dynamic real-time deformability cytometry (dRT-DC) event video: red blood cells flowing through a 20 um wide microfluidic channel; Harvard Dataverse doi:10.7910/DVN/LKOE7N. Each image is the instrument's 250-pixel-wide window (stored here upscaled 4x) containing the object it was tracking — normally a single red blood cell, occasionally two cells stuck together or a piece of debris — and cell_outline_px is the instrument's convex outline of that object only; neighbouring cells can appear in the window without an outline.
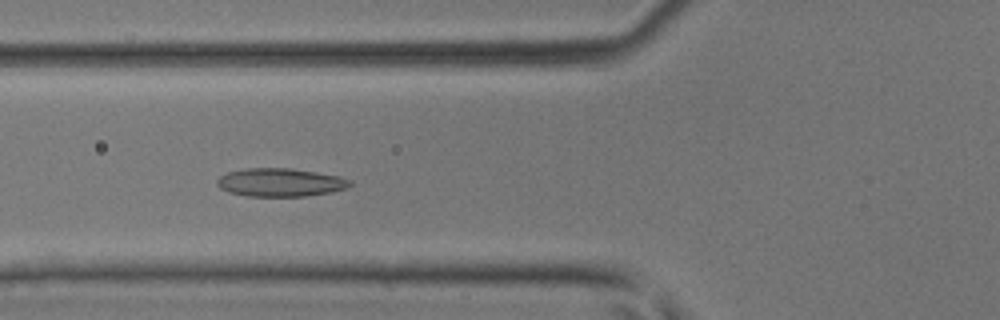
{"species": "common noctule bat (a hibernating species)", "species_latin": "Nyctalus noctula", "temperature_condition": "room temperature", "stored_images_in_passage": 46, "camera_frame_rate_fps": 3000, "um_per_image_px": 0.085, "animal": {"sex": "male", "body_mass_g": 17.9, "forearm_length_mm": 54.2}, "frame": {"image": 1, "passage_image": 17, "time_ms": 5.333, "image_size_px": [1000, 320], "cell_outline_px": [[352, 184], [348, 188], [332, 192], [304, 196], [248, 196], [228, 192], [220, 188], [216, 184], [216, 180], [220, 176], [228, 172], [248, 168], [292, 168], [340, 176], [352, 180]], "centroid_in_image_um": [23.85, 15.5], "position_along_channel_um": 102.0, "area_um2": 22.02}}
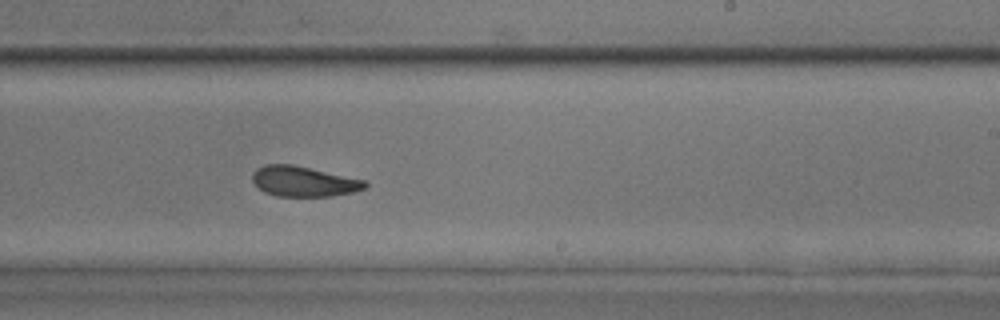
{"frame": {"image": 2, "passage_image": 28, "time_ms": 9.0, "image_size_px": [1000, 320], "cell_outline_px": [[368, 188], [356, 192], [332, 196], [276, 196], [264, 192], [252, 180], [252, 172], [256, 168], [264, 164], [292, 164], [368, 180]], "centroid_in_image_um": [25.87, 15.42], "position_along_channel_um": 263.1, "area_um2": 20.23}}
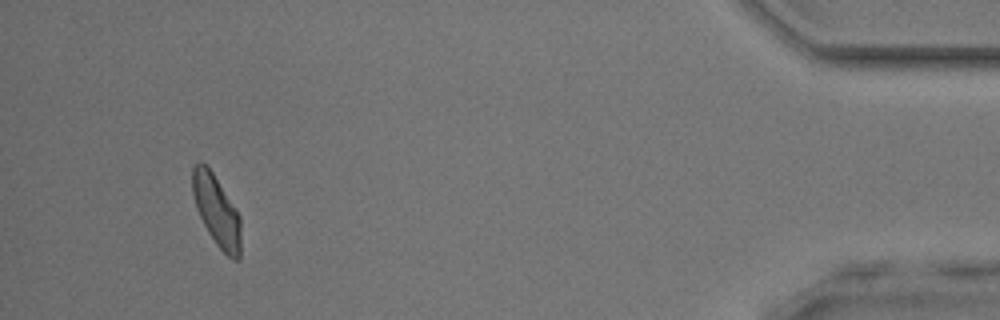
{"frame": {"image": 3, "passage_image": 43, "time_ms": 14.0, "image_size_px": [1000, 320], "cell_outline_px": [[240, 260], [232, 260], [216, 244], [208, 232], [196, 208], [192, 192], [192, 168], [200, 160], [212, 172], [240, 216]], "centroid_in_image_um": [18.4, 17.93], "position_along_channel_um": 416.8, "area_um2": 19.65}}